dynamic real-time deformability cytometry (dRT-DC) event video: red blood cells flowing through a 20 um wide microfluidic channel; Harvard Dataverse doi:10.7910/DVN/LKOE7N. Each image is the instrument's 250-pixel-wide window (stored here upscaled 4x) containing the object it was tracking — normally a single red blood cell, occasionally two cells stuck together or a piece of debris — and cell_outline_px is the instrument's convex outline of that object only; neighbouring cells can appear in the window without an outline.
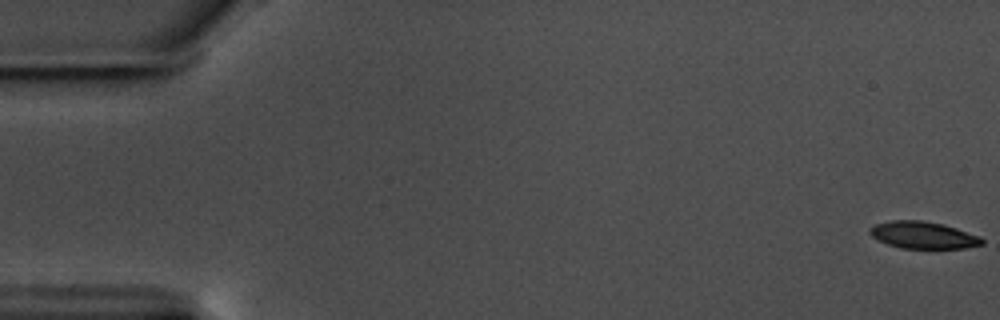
{"species": "common noctule bat (a hibernating species)", "species_latin": "Nyctalus noctula", "temperature_condition": "warm", "stored_images_in_passage": 58, "camera_frame_rate_fps": 3000, "um_per_image_px": 0.085, "animal": {"sex": "male", "body_mass_g": 17.5, "forearm_length_mm": 52.3}, "frame": {"image": 1, "passage_image": 1, "time_ms": 0.0, "image_size_px": [1000, 320], "cell_outline_px": [[984, 244], [964, 248], [900, 248], [888, 244], [872, 236], [868, 232], [868, 228], [876, 224], [892, 220], [924, 220], [944, 224], [980, 236], [984, 240]], "centroid_in_image_um": [78.48, 19.97], "position_along_channel_um": 6.5, "area_um2": 17.69}}
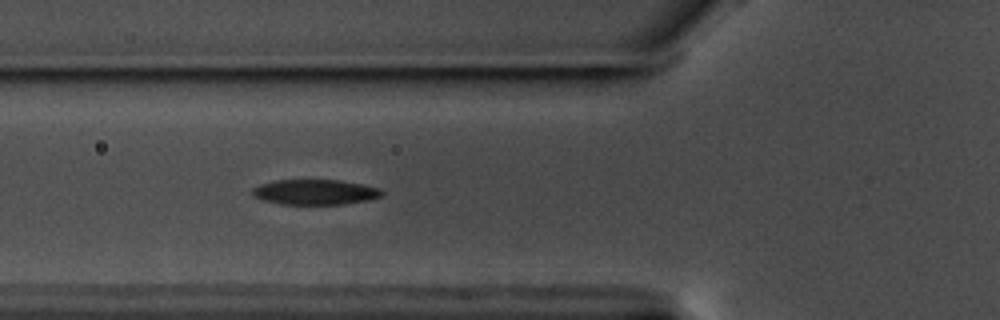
{"frame": {"image": 2, "passage_image": 22, "time_ms": 7.0, "image_size_px": [1000, 320], "cell_outline_px": [[384, 192], [380, 196], [368, 200], [344, 204], [280, 204], [264, 200], [252, 196], [252, 188], [260, 184], [272, 180], [340, 180], [380, 188]], "centroid_in_image_um": [26.75, 16.32], "position_along_channel_um": 99.1, "area_um2": 19.02}}
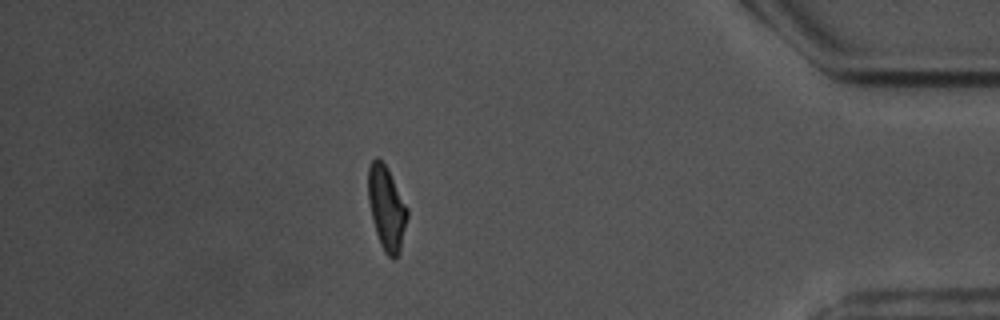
{"frame": {"image": 3, "passage_image": 51, "time_ms": 16.667, "image_size_px": [1000, 320], "cell_outline_px": [[408, 216], [400, 248], [396, 256], [392, 260], [384, 252], [380, 244], [372, 220], [368, 200], [368, 168], [372, 160], [376, 156], [388, 168], [408, 208]], "centroid_in_image_um": [32.85, 17.67], "position_along_channel_um": 402.4, "area_um2": 19.07}, "authors_computed_cell_mechanics": {"area_um2": 19.1607, "velocity_mm_per_s": 3.5883, "shape_relaxation_time_tau1_ms": 3.8233, "shape_relaxation_time_tau2_ms": 2.9472, "deformation_change_tau1": 0.1602, "deformation_change_tau2": 0.0966}}